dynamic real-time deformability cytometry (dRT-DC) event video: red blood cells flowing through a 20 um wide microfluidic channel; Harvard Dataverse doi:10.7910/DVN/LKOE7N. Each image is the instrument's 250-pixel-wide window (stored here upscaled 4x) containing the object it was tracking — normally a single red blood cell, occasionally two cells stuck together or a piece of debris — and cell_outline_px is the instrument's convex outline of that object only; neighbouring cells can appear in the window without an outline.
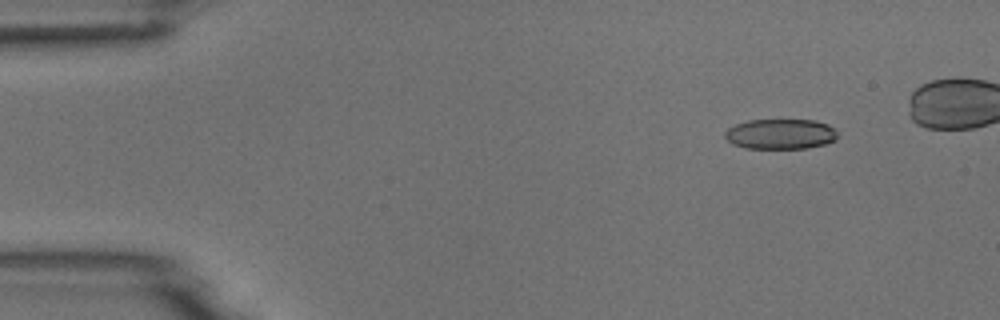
{"species": "common noctule bat (a hibernating species)", "species_latin": "Nyctalus noctula", "temperature_condition": "room temperature", "stored_images_in_passage": 5, "camera_frame_rate_fps": 3000, "um_per_image_px": 0.085, "animal": {"sex": "male", "body_mass_g": 18.8}, "frame": {"image": 1, "passage_image": 2, "time_ms": 1.0, "image_size_px": [1000, 320], "cell_outline_px": [[836, 140], [824, 144], [808, 148], [744, 148], [732, 144], [724, 136], [724, 132], [728, 128], [736, 124], [748, 120], [812, 120], [828, 124], [836, 128]], "centroid_in_image_um": [66.33, 11.39], "position_along_channel_um": 18.7, "area_um2": 19.88}}